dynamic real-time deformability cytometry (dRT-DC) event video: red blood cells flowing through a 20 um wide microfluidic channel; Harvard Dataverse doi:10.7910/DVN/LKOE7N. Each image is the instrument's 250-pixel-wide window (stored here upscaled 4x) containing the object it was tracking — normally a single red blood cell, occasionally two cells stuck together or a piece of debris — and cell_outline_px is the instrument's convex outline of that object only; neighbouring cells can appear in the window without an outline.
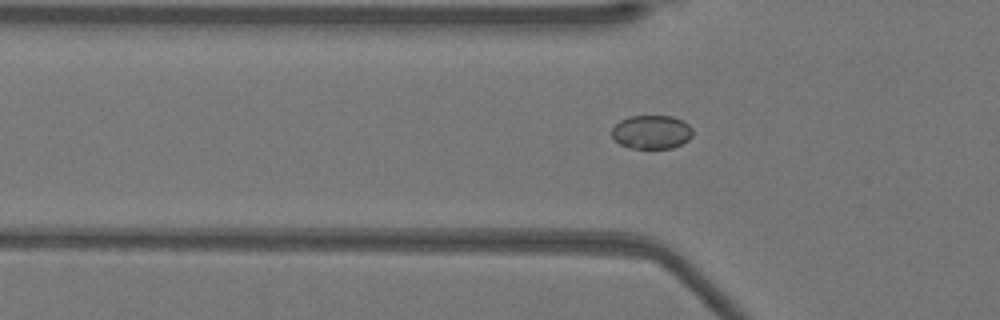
{"species": "Egyptian fruit bat (a non-hibernating species)", "species_latin": "Rousettus aegyptiacus", "temperature_condition": "warm", "stored_images_in_passage": 21, "camera_frame_rate_fps": 3000, "um_per_image_px": 0.085, "animal": {"sex": "female"}, "frame": {"image": 1, "passage_image": 5, "time_ms": 1.333, "image_size_px": [1000, 320], "cell_outline_px": [[692, 136], [688, 140], [672, 148], [628, 148], [620, 144], [612, 136], [612, 128], [620, 120], [628, 116], [672, 116], [684, 120], [692, 128]], "centroid_in_image_um": [55.39, 11.21], "position_along_channel_um": 70.4, "area_um2": 15.95}}
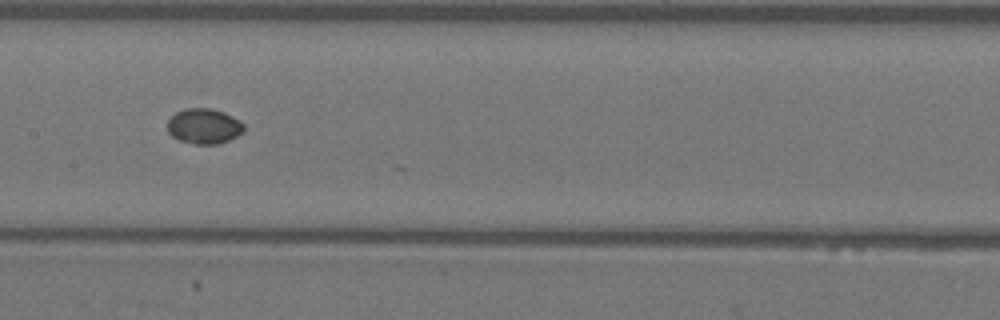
{"frame": {"image": 2, "passage_image": 14, "time_ms": 4.333, "image_size_px": [1000, 320], "cell_outline_px": [[244, 132], [228, 140], [216, 144], [196, 144], [180, 140], [172, 136], [168, 132], [168, 120], [176, 112], [184, 108], [212, 108], [224, 112], [240, 120], [244, 124]], "centroid_in_image_um": [17.35, 10.71], "position_along_channel_um": 190.0, "area_um2": 15.72}}
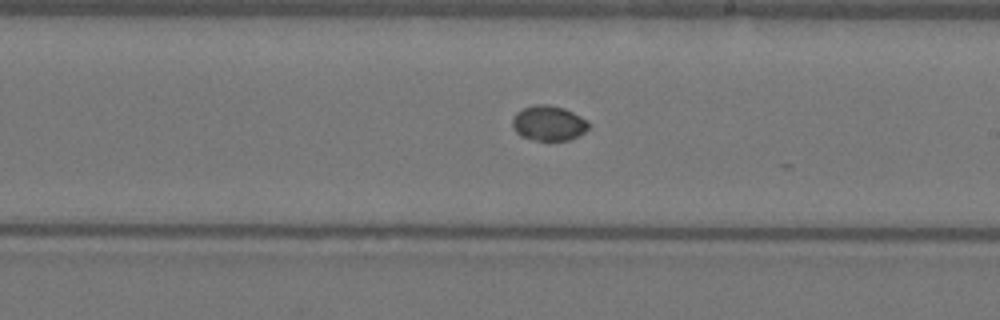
{"frame": {"image": 3, "passage_image": 18, "time_ms": 5.667, "image_size_px": [1000, 320], "cell_outline_px": [[588, 128], [584, 132], [568, 140], [532, 140], [520, 136], [512, 128], [512, 116], [516, 112], [524, 108], [536, 104], [548, 104], [564, 108], [588, 120]], "centroid_in_image_um": [46.59, 10.46], "position_along_channel_um": 242.4, "area_um2": 15.61}}